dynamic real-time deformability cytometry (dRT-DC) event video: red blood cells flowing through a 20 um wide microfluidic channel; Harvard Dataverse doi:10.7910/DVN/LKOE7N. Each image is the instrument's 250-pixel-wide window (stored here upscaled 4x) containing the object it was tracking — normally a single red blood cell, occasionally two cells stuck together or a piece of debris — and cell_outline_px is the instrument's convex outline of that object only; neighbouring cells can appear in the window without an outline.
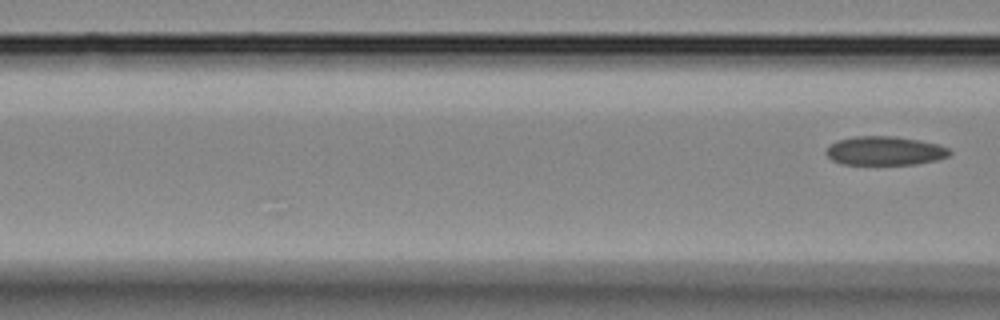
{"species": "Egyptian fruit bat (a non-hibernating species)", "species_latin": "Rousettus aegyptiacus", "temperature_condition": "room temperature", "stored_images_in_passage": 6, "segment_of_instrument_passage": [2, 2], "camera_frame_rate_fps": 3000, "um_per_image_px": 0.085, "animal": {"sex": "female"}, "frame": {"image": 1, "passage_image": 6, "time_ms": 1.667, "image_size_px": [1000, 320], "cell_outline_px": [[952, 152], [948, 156], [936, 160], [916, 164], [840, 164], [832, 160], [824, 152], [836, 140], [852, 136], [896, 136], [920, 140], [940, 144], [948, 148]], "centroid_in_image_um": [75.21, 12.81], "position_along_channel_um": 91.4, "area_um2": 20.92}}